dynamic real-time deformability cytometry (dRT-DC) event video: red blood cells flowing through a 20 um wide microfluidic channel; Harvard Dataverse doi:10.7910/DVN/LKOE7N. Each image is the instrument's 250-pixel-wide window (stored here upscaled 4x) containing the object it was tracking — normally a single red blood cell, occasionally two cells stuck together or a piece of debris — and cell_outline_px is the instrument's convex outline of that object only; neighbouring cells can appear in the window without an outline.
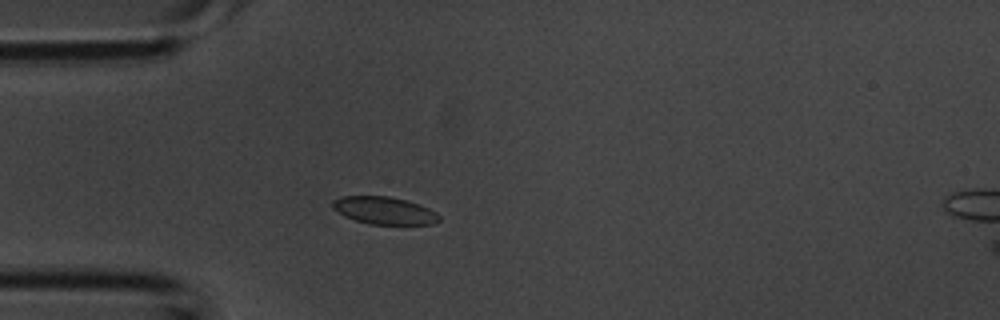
{"species": "common noctule bat (a hibernating species)", "species_latin": "Nyctalus noctula", "temperature_condition": "room temperature", "stored_images_in_passage": 2, "camera_frame_rate_fps": 3000, "um_per_image_px": 0.085, "animal": {"sex": "male", "body_mass_g": 20.1, "forearm_length_mm": 53.5}, "frame": {"image": 1, "passage_image": 2, "time_ms": 0.333, "image_size_px": [1000, 320], "cell_outline_px": [[440, 220], [432, 224], [368, 224], [344, 216], [332, 208], [332, 200], [340, 196], [388, 196], [420, 204], [436, 212], [440, 216]], "centroid_in_image_um": [32.64, 17.89], "position_along_channel_um": 52.4, "area_um2": 17.05}}